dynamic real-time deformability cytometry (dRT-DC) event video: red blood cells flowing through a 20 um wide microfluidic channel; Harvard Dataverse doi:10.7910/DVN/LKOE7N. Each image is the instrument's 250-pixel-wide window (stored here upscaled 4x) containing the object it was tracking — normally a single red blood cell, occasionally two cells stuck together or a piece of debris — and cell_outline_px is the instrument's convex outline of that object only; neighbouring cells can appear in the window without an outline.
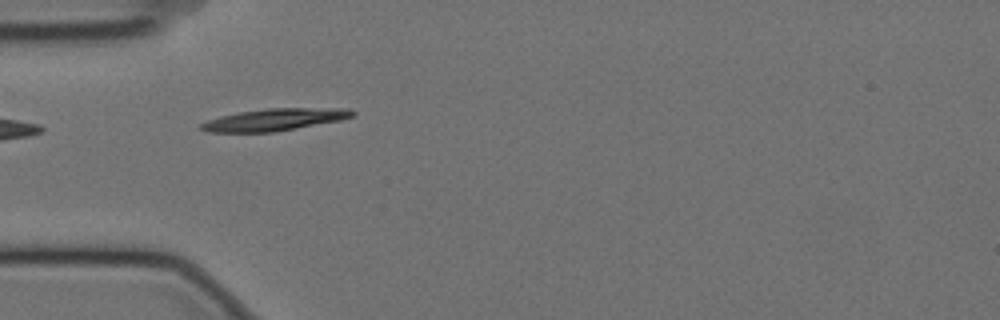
{"species": "Egyptian fruit bat (a non-hibernating species)", "species_latin": "Rousettus aegyptiacus", "temperature_condition": "cold", "stored_images_in_passage": 29, "camera_frame_rate_fps": 3000, "um_per_image_px": 0.085, "animal": {"sex": "female"}, "frame": {"image": 1, "passage_image": 1, "time_ms": 0.0, "image_size_px": [1000, 320], "cell_outline_px": [[356, 116], [340, 120], [276, 132], [208, 132], [200, 128], [200, 124], [208, 120], [220, 116], [240, 112], [268, 108], [348, 108], [356, 112]], "centroid_in_image_um": [23.38, 10.16], "position_along_channel_um": 61.6, "area_um2": 19.48}}
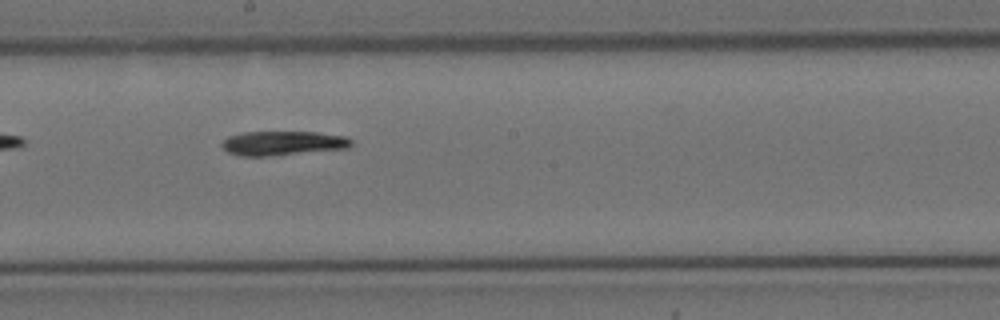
{"frame": {"image": 2, "passage_image": 15, "time_ms": 4.667, "image_size_px": [1000, 320], "cell_outline_px": [[352, 144], [348, 148], [264, 156], [240, 156], [228, 152], [220, 144], [228, 136], [244, 132], [316, 132], [348, 136], [352, 140]], "centroid_in_image_um": [24.05, 12.16], "position_along_channel_um": 224.2, "area_um2": 18.21}}
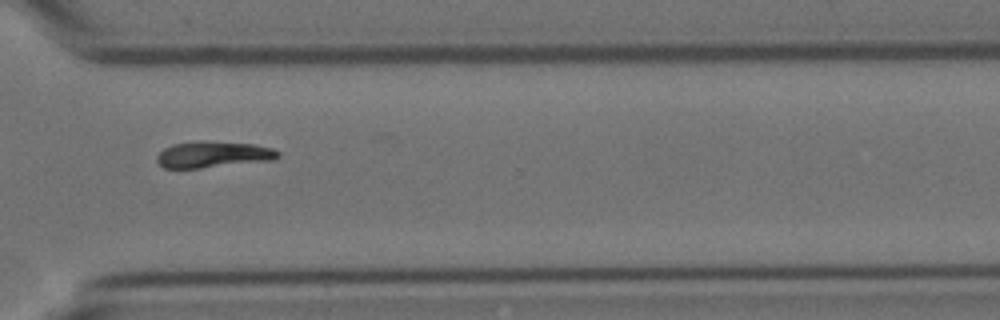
{"frame": {"image": 3, "passage_image": 26, "time_ms": 8.333, "image_size_px": [1000, 320], "cell_outline_px": [[280, 156], [276, 160], [200, 168], [164, 168], [156, 160], [156, 156], [164, 148], [172, 144], [200, 140], [252, 144], [272, 148], [280, 152]], "centroid_in_image_um": [18.13, 13.13], "position_along_channel_um": 352.5, "area_um2": 18.73}, "authors_computed_cell_mechanics": {"area_um2": 18.496, "velocity_mm_per_s": 3.5055, "shape_relaxation_time_tau1_ms": null, "shape_relaxation_time_tau2_ms": 7.2389, "deformation_change_tau1": null, "deformation_change_tau2": 0.1175}}